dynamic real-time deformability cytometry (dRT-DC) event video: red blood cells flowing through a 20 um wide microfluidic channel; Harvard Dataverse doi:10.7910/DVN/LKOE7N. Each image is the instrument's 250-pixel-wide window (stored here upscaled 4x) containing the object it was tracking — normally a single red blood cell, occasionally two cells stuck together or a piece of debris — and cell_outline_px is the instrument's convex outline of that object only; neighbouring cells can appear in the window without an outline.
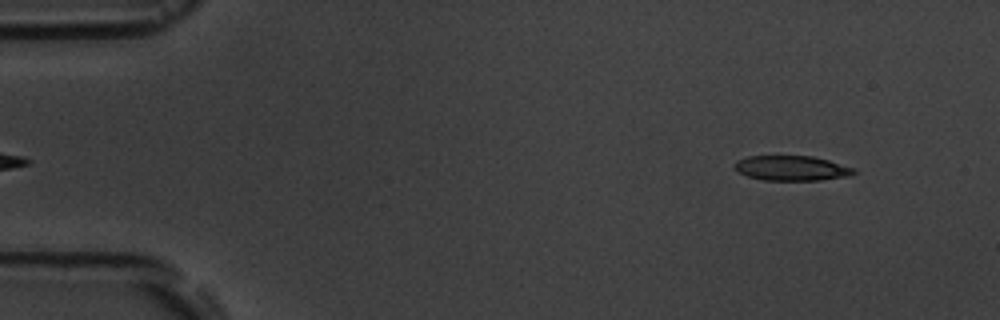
{"species": "common noctule bat (a hibernating species)", "species_latin": "Nyctalus noctula", "temperature_condition": "room temperature", "stored_images_in_passage": 14, "camera_frame_rate_fps": 3000, "um_per_image_px": 0.085, "animal": {"sex": "male", "body_mass_g": 19.5, "forearm_length_mm": 54.6}, "frame": {"image": 1, "passage_image": 1, "time_ms": 0.0, "image_size_px": [1000, 320], "cell_outline_px": [[860, 172], [852, 176], [820, 180], [764, 180], [748, 176], [740, 172], [736, 168], [736, 160], [748, 156], [812, 156], [828, 160], [856, 168]], "centroid_in_image_um": [67.4, 14.3], "position_along_channel_um": 17.6, "area_um2": 17.4}}
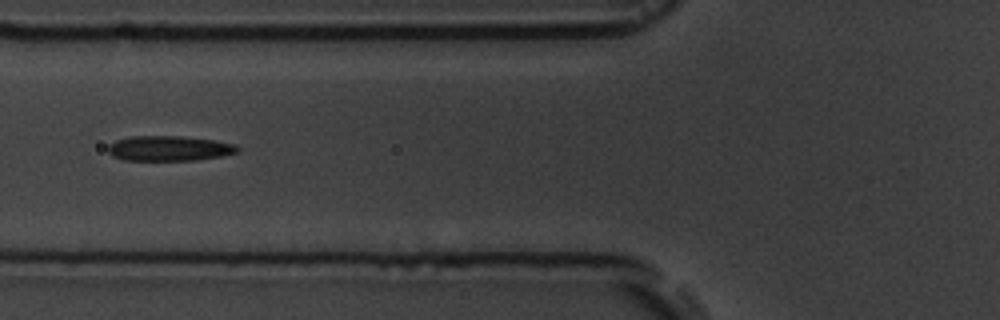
{"frame": {"image": 2, "passage_image": 5, "time_ms": 5.333, "image_size_px": [1000, 320], "cell_outline_px": [[240, 148], [236, 152], [220, 156], [196, 160], [124, 160], [112, 156], [108, 152], [108, 144], [116, 140], [128, 136], [180, 136], [212, 140], [236, 144]], "centroid_in_image_um": [14.33, 12.61], "position_along_channel_um": 111.5, "area_um2": 18.9}}
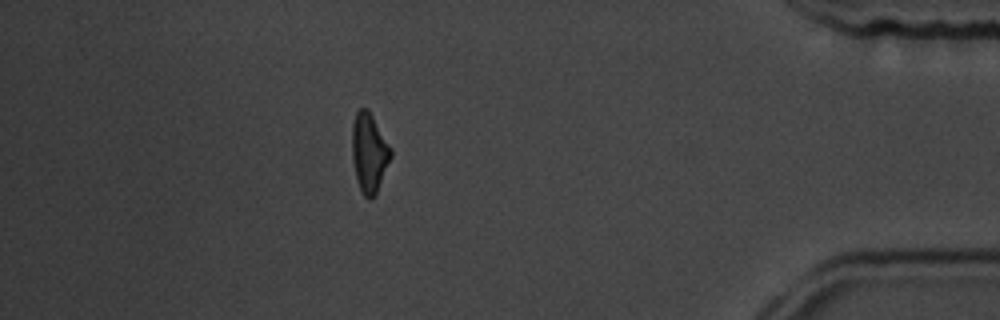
{"frame": {"image": 3, "passage_image": 13, "time_ms": 14.667, "image_size_px": [1000, 320], "cell_outline_px": [[392, 156], [376, 192], [372, 200], [368, 200], [364, 196], [360, 188], [356, 176], [352, 160], [352, 124], [356, 112], [360, 108], [368, 108], [392, 148]], "centroid_in_image_um": [31.38, 12.95], "position_along_channel_um": 403.8, "area_um2": 17.92}, "authors_computed_cell_mechanics": {"area_um2": 18.4382, "velocity_mm_per_s": 3.6058, "shape_relaxation_time_tau1_ms": 6.8734, "shape_relaxation_time_tau2_ms": 8.6383, "deformation_change_tau1": 0.1959, "deformation_change_tau2": 0.2341}}